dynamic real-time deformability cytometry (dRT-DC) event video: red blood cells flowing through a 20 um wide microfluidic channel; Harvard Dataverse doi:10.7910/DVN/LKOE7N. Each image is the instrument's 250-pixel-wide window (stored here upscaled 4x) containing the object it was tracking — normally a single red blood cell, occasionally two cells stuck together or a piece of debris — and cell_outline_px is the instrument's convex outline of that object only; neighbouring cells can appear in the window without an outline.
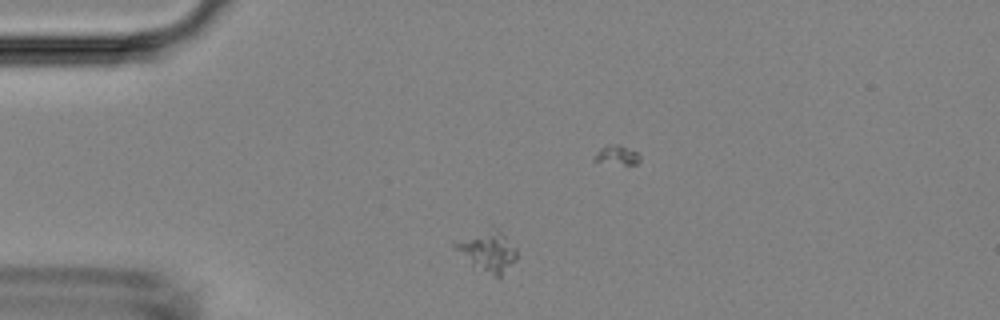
{"species": "Egyptian fruit bat (a non-hibernating species)", "species_latin": "Rousettus aegyptiacus", "temperature_condition": "room temperature", "stored_images_in_passage": 2, "camera_frame_rate_fps": 3000, "um_per_image_px": 0.085, "animal": {"sex": "female"}, "frame": {"image": 1, "passage_image": 2, "time_ms": 1.333, "image_size_px": [1000, 320], "cell_outline_px": [[516, 260], [500, 276], [496, 276], [472, 268], [452, 248], [452, 244], [456, 240], [492, 224], [516, 248]], "centroid_in_image_um": [41.36, 21.32], "position_along_channel_um": 43.6, "area_um2": 15.14}}